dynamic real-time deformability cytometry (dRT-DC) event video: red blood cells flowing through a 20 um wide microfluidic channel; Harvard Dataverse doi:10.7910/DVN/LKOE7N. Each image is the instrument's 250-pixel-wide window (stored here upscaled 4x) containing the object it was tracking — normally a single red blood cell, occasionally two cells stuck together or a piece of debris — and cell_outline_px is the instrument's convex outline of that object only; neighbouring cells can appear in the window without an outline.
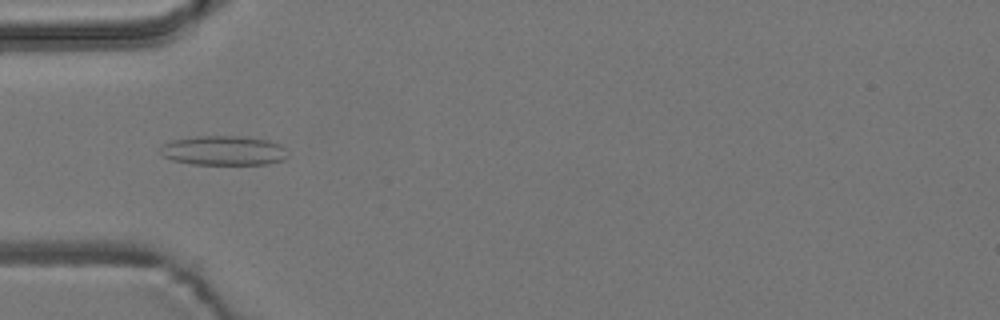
{"species": "common noctule bat (a hibernating species)", "species_latin": "Nyctalus noctula", "temperature_condition": "room temperature", "stored_images_in_passage": 6, "camera_frame_rate_fps": 3000, "um_per_image_px": 0.085, "animal": {"sex": "male", "body_mass_g": 19.2, "forearm_length_mm": 51.8}, "frame": {"image": 1, "passage_image": 4, "time_ms": 3.333, "image_size_px": [1000, 320], "cell_outline_px": [[288, 156], [284, 160], [268, 164], [192, 164], [172, 160], [164, 156], [160, 152], [160, 148], [164, 144], [172, 140], [196, 136], [236, 136], [268, 140], [280, 144], [284, 148]], "centroid_in_image_um": [19.01, 12.8], "position_along_channel_um": 66.0, "area_um2": 21.85}}
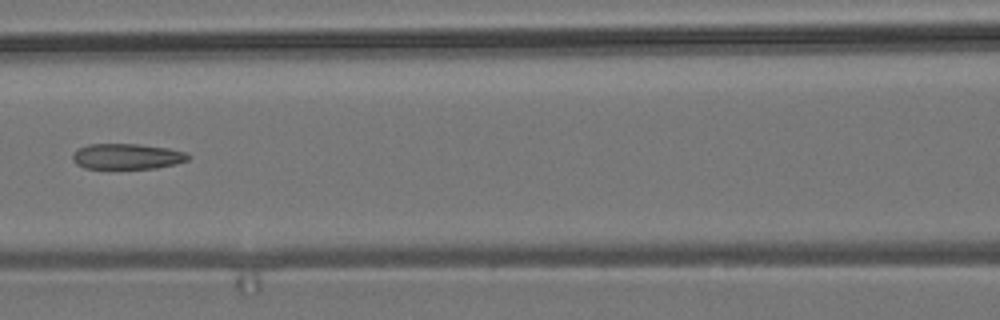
{"frame": {"image": 2, "passage_image": 6, "time_ms": 5.667, "image_size_px": [1000, 320], "cell_outline_px": [[192, 156], [188, 160], [176, 164], [156, 168], [84, 168], [76, 164], [72, 160], [72, 156], [80, 148], [88, 144], [140, 144], [168, 148], [184, 152]], "centroid_in_image_um": [10.82, 13.29], "position_along_channel_um": 155.8, "area_um2": 17.17}}